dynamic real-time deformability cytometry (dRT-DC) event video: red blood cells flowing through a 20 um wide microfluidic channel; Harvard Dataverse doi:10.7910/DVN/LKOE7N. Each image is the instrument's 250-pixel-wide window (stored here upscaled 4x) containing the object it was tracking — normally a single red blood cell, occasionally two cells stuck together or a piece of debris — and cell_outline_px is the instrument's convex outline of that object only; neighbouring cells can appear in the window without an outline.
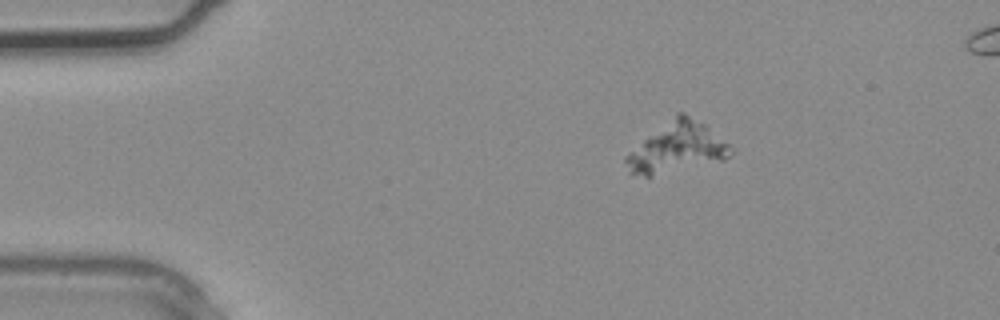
{"species": "common noctule bat (a hibernating species)", "species_latin": "Nyctalus noctula", "temperature_condition": "warm", "stored_images_in_passage": 3, "camera_frame_rate_fps": 3000, "um_per_image_px": 0.085, "animal": {"sex": "male", "body_mass_g": 20.4}, "frame": {"image": 1, "passage_image": 1, "time_ms": 0.0, "image_size_px": [1000, 320], "cell_outline_px": [[736, 152], [724, 160], [652, 176], [632, 176], [628, 172], [624, 160], [624, 156], [676, 112], [684, 112], [704, 124], [728, 144]], "centroid_in_image_um": [57.52, 12.56], "position_along_channel_um": 27.5, "area_um2": 30.52}}